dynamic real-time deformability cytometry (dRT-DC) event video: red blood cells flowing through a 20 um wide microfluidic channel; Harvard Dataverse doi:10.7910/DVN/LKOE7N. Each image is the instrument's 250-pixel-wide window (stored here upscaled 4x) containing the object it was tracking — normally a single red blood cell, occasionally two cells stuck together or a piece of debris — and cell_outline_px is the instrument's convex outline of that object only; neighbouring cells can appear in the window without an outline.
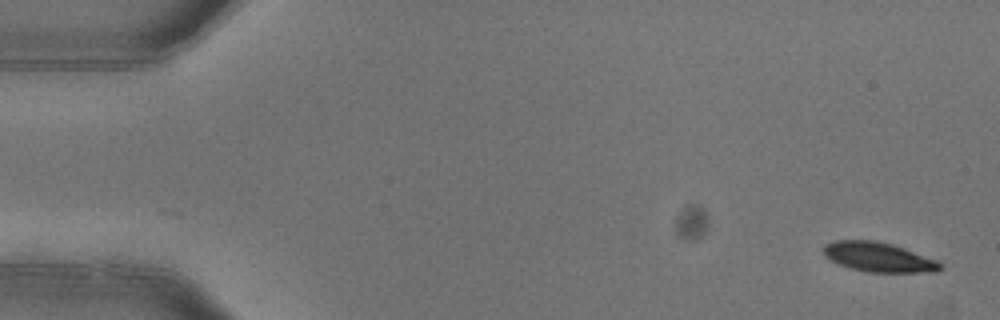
{"species": "common noctule bat (a hibernating species)", "species_latin": "Nyctalus noctula", "temperature_condition": "warm", "stored_images_in_passage": 5, "camera_frame_rate_fps": 3000, "um_per_image_px": 0.085, "animal": {"sex": "female"}, "frame": {"image": 1, "passage_image": 1, "time_ms": 0.0, "image_size_px": [1000, 320], "cell_outline_px": [[940, 268], [936, 272], [868, 272], [852, 268], [840, 264], [824, 256], [824, 244], [836, 240], [872, 240], [892, 244], [904, 248], [936, 260], [940, 264]], "centroid_in_image_um": [74.65, 21.85], "position_along_channel_um": 10.3, "area_um2": 19.77}}